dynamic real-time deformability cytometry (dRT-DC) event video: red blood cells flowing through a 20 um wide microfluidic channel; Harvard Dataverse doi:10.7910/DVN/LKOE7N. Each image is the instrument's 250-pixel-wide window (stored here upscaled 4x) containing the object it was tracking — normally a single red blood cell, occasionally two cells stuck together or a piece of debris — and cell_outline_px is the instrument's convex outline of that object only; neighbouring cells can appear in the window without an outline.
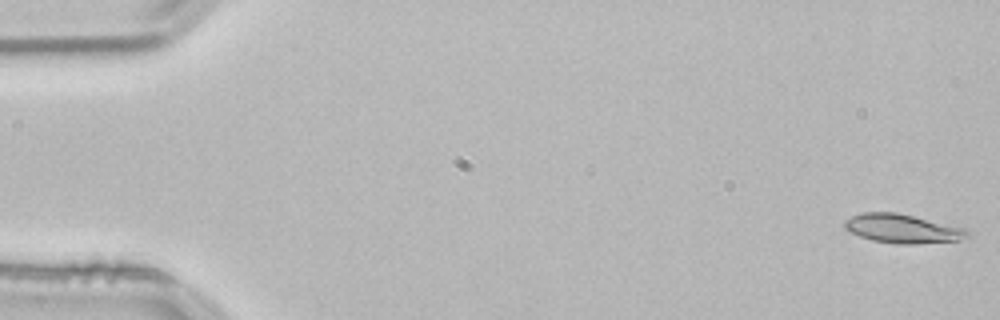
{"species": "common noctule bat (a hibernating species)", "species_latin": "Nyctalus noctula", "temperature_condition": "room temperature", "stored_images_in_passage": 53, "camera_frame_rate_fps": 3000, "um_per_image_px": 0.085, "animal": {"sex": "male", "body_mass_g": 21.5, "forearm_length_mm": 52.0}, "frame": {"image": 1, "passage_image": 1, "time_ms": 0.0, "image_size_px": [1000, 320], "cell_outline_px": [[972, 236], [960, 240], [916, 244], [896, 244], [872, 240], [848, 232], [844, 228], [844, 220], [852, 216], [864, 212], [896, 212], [968, 228]], "centroid_in_image_um": [76.75, 19.44], "position_along_channel_um": 8.2, "area_um2": 21.04}}
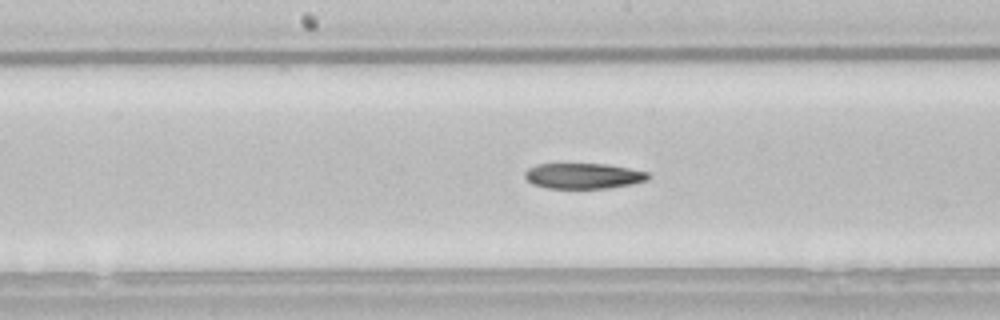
{"frame": {"image": 2, "passage_image": 27, "time_ms": 8.667, "image_size_px": [1000, 320], "cell_outline_px": [[652, 176], [648, 180], [632, 184], [608, 188], [548, 188], [532, 184], [524, 176], [524, 172], [528, 168], [536, 164], [608, 164], [648, 172]], "centroid_in_image_um": [49.6, 14.95], "position_along_channel_um": 198.6, "area_um2": 18.44}}
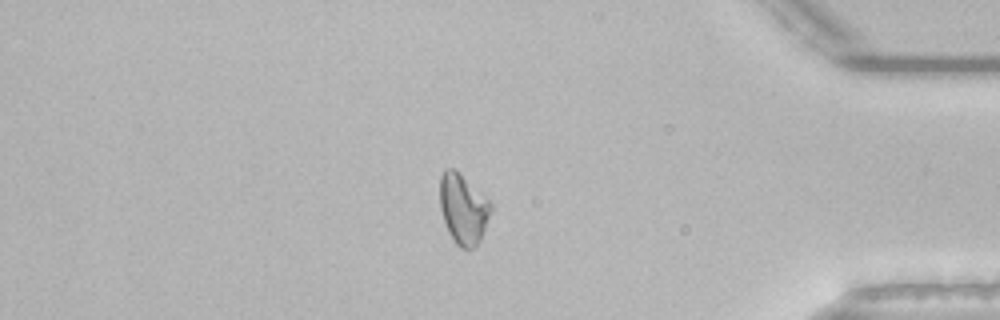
{"frame": {"image": 3, "passage_image": 45, "time_ms": 14.667, "image_size_px": [1000, 320], "cell_outline_px": [[492, 208], [480, 240], [476, 248], [460, 248], [452, 240], [448, 232], [440, 208], [440, 176], [444, 168], [456, 168], [492, 204]], "centroid_in_image_um": [39.35, 17.74], "position_along_channel_um": 395.8, "area_um2": 20.87}}